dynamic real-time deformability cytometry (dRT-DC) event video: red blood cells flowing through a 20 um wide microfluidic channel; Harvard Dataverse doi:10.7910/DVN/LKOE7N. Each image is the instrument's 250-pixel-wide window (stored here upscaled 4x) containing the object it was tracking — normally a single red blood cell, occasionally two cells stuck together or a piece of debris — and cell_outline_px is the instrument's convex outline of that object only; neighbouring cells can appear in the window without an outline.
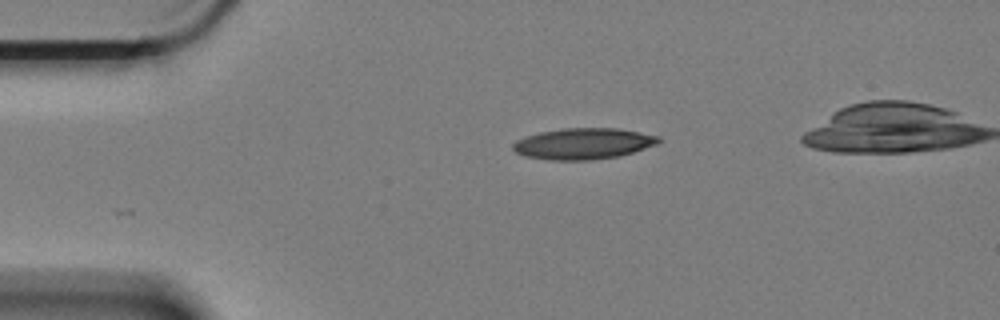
{"species": "Egyptian fruit bat (a non-hibernating species)", "species_latin": "Rousettus aegyptiacus", "temperature_condition": "cold", "stored_images_in_passage": 37, "camera_frame_rate_fps": 3000, "um_per_image_px": 0.085, "animal": {"sex": "female"}, "frame": {"image": 1, "passage_image": 1, "time_ms": 0.0, "image_size_px": [1000, 320], "cell_outline_px": [[660, 144], [620, 156], [592, 160], [548, 160], [528, 156], [516, 152], [512, 148], [512, 144], [516, 140], [524, 136], [540, 132], [564, 128], [616, 128], [640, 132], [660, 136]], "centroid_in_image_um": [49.61, 12.21], "position_along_channel_um": 35.4, "area_um2": 26.59}}
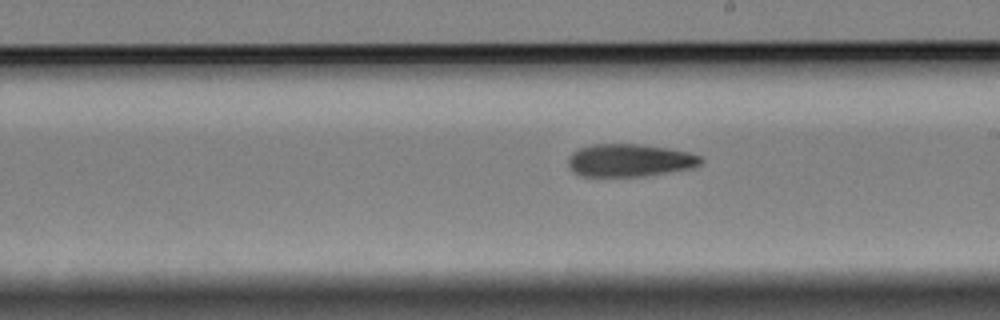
{"frame": {"image": 2, "passage_image": 22, "time_ms": 7.0, "image_size_px": [1000, 320], "cell_outline_px": [[704, 160], [700, 164], [692, 168], [648, 176], [580, 176], [572, 172], [568, 164], [568, 156], [572, 152], [580, 148], [592, 144], [640, 144], [668, 148], [688, 152], [700, 156]], "centroid_in_image_um": [53.5, 13.63], "position_along_channel_um": 235.5, "area_um2": 25.49}}
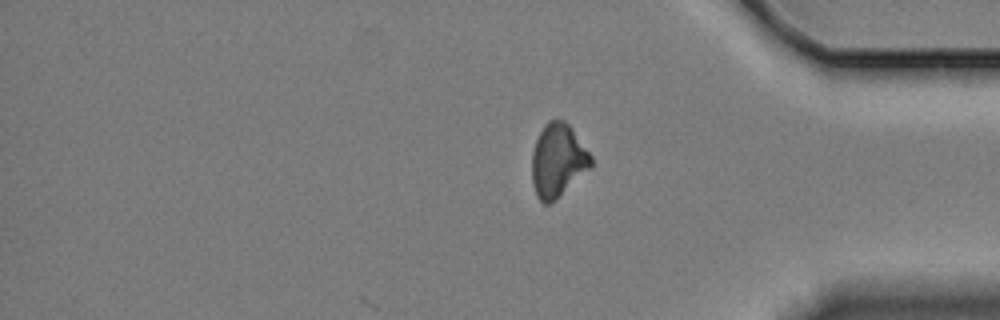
{"frame": {"image": 3, "passage_image": 37, "time_ms": 12.0, "image_size_px": [1000, 320], "cell_outline_px": [[592, 164], [588, 168], [548, 204], [544, 204], [536, 196], [532, 184], [532, 152], [536, 140], [544, 124], [548, 120], [564, 120], [572, 128], [592, 156]], "centroid_in_image_um": [47.38, 13.59], "position_along_channel_um": 387.8, "area_um2": 24.57}, "authors_computed_cell_mechanics": {"area_um2": 25.5476, "velocity_mm_per_s": 3.3579, "shape_relaxation_time_tau1_ms": 7.5248, "shape_relaxation_time_tau2_ms": 10.8703, "deformation_change_tau1": 0.1763, "deformation_change_tau2": 0.2249}}